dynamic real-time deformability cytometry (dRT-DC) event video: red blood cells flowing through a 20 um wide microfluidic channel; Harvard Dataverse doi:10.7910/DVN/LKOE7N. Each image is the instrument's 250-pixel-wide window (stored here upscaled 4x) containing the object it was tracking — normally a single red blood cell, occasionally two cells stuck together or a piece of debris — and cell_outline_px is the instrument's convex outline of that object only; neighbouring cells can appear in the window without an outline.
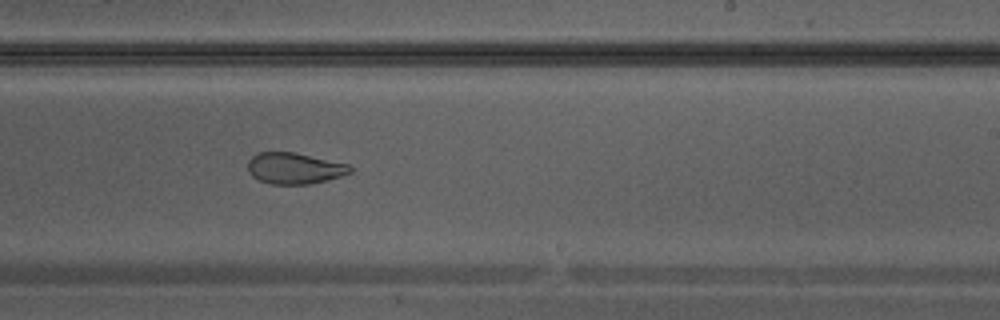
{"species": "Egyptian fruit bat (a non-hibernating species)", "species_latin": "Rousettus aegyptiacus", "temperature_condition": "warm", "stored_images_in_passage": 20, "camera_frame_rate_fps": 3000, "um_per_image_px": 0.085, "animal": {"sex": "male"}, "frame": {"image": 1, "passage_image": 15, "time_ms": 4.667, "image_size_px": [1000, 320], "cell_outline_px": [[352, 172], [340, 176], [308, 184], [272, 184], [260, 180], [252, 176], [248, 172], [248, 160], [256, 152], [292, 152], [348, 164], [352, 168]], "centroid_in_image_um": [24.99, 14.3], "position_along_channel_um": 264.0, "area_um2": 18.38}}